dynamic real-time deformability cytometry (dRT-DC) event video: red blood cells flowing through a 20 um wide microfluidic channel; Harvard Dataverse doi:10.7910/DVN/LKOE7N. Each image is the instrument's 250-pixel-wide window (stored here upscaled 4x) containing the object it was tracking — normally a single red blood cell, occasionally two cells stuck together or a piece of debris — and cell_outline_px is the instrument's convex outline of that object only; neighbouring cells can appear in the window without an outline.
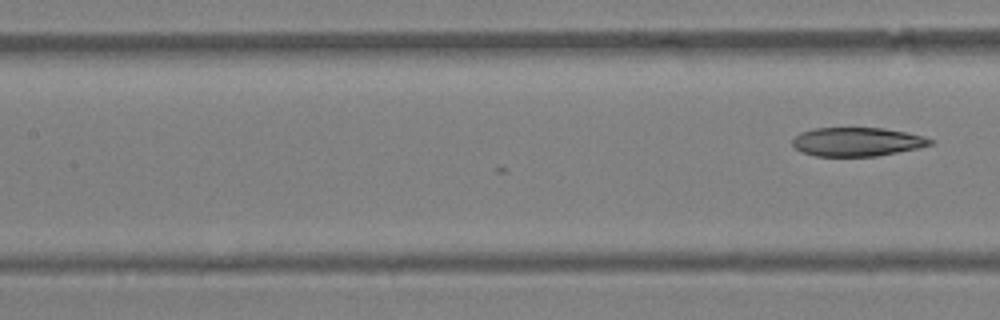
{"species": "Egyptian fruit bat (a non-hibernating species)", "species_latin": "Rousettus aegyptiacus", "temperature_condition": "warm", "stored_images_in_passage": 13, "camera_frame_rate_fps": 3000, "um_per_image_px": 0.085, "animal": {"sex": "female"}, "frame": {"image": 1, "passage_image": 13, "time_ms": 4.0, "image_size_px": [1000, 320], "cell_outline_px": [[932, 144], [916, 148], [876, 156], [816, 156], [800, 152], [792, 144], [792, 140], [800, 132], [816, 128], [884, 128], [924, 136], [932, 140]], "centroid_in_image_um": [72.8, 12.05], "position_along_channel_um": 134.6, "area_um2": 22.89}}